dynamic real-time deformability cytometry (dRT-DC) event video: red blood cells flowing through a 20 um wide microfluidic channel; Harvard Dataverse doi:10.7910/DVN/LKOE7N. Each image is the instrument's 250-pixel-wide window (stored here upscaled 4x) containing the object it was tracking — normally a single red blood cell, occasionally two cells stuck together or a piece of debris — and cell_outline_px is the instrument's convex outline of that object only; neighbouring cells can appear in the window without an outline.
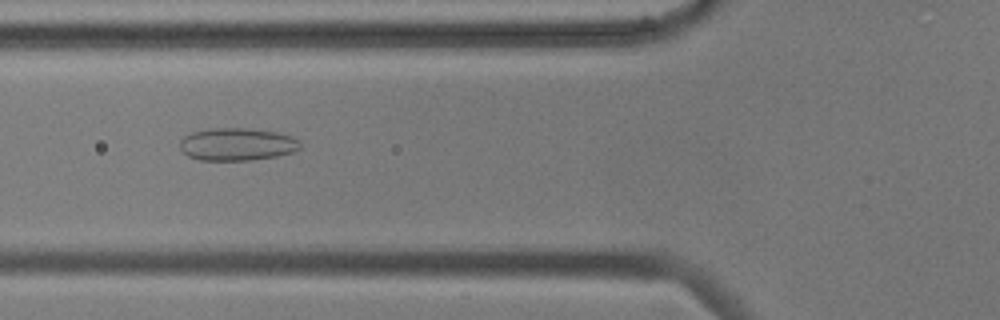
{"species": "common noctule bat (a hibernating species)", "species_latin": "Nyctalus noctula", "temperature_condition": "cold", "stored_images_in_passage": 41, "camera_frame_rate_fps": 3000, "um_per_image_px": 0.085, "animal": {"sex": "male", "body_mass_g": 17.9, "forearm_length_mm": 54.2}, "frame": {"image": 1, "passage_image": 6, "time_ms": 1.667, "image_size_px": [1000, 320], "cell_outline_px": [[300, 148], [292, 152], [276, 156], [252, 160], [200, 160], [188, 156], [180, 148], [180, 140], [184, 136], [192, 132], [208, 128], [248, 128], [276, 132], [292, 136], [300, 140]], "centroid_in_image_um": [20.15, 12.25], "position_along_channel_um": 105.7, "area_um2": 22.95}}
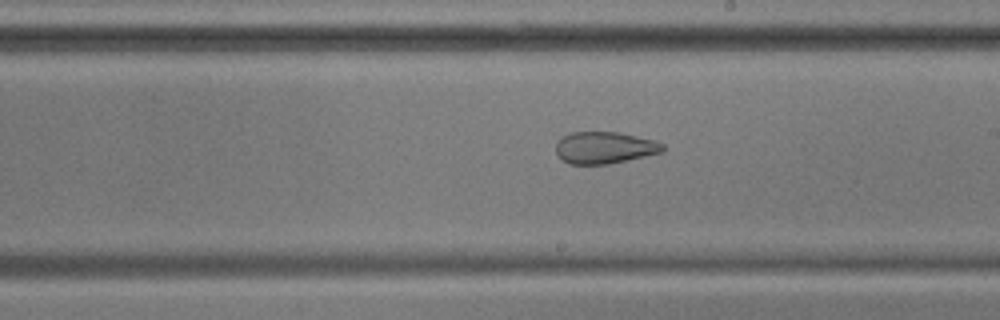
{"frame": {"image": 2, "passage_image": 17, "time_ms": 5.333, "image_size_px": [1000, 320], "cell_outline_px": [[664, 152], [608, 164], [568, 164], [556, 152], [556, 144], [564, 136], [572, 132], [620, 132], [656, 140], [664, 144]], "centroid_in_image_um": [51.44, 12.55], "position_along_channel_um": 237.6, "area_um2": 19.83}}
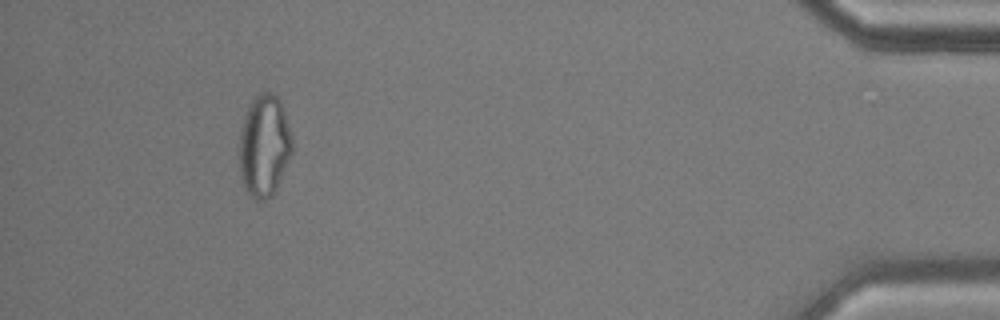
{"frame": {"image": 3, "passage_image": 37, "time_ms": 12.0, "image_size_px": [1000, 320], "cell_outline_px": [[292, 152], [276, 188], [272, 196], [264, 200], [256, 200], [244, 188], [240, 172], [240, 132], [244, 116], [248, 104], [260, 92], [272, 92], [280, 100], [292, 136]], "centroid_in_image_um": [22.45, 12.37], "position_along_channel_um": 412.7, "area_um2": 31.21}, "authors_computed_cell_mechanics": {"area_um2": 24.1026, "velocity_mm_per_s": 3.5947, "shape_relaxation_time_tau1_ms": null, "shape_relaxation_time_tau2_ms": 1.8836, "deformation_change_tau1": null, "deformation_change_tau2": 0.0888}}